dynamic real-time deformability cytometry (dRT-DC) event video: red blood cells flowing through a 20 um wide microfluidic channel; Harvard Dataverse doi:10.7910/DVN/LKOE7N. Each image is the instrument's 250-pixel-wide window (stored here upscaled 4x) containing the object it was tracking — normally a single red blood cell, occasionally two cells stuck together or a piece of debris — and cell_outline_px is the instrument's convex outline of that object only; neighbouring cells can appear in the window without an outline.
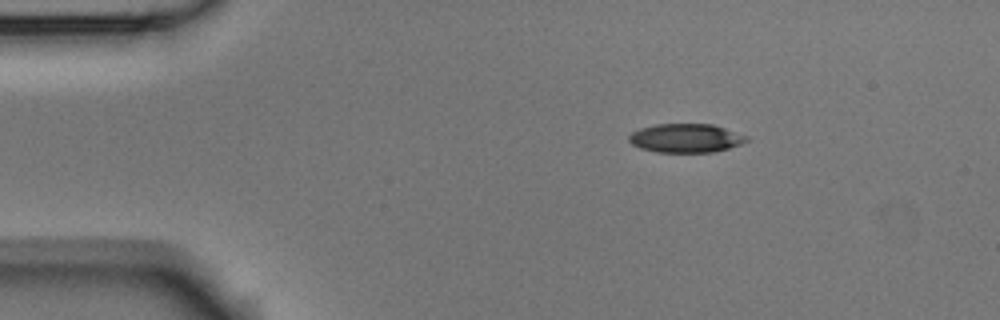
{"species": "Egyptian fruit bat (a non-hibernating species)", "species_latin": "Rousettus aegyptiacus", "temperature_condition": "room temperature", "stored_images_in_passage": 3, "camera_frame_rate_fps": 3000, "um_per_image_px": 0.085, "animal": {"sex": "male"}, "frame": {"image": 1, "passage_image": 1, "time_ms": 0.0, "image_size_px": [1000, 320], "cell_outline_px": [[748, 140], [740, 144], [728, 148], [712, 152], [656, 152], [640, 148], [632, 144], [628, 140], [628, 136], [632, 132], [640, 128], [656, 124], [712, 124], [748, 136]], "centroid_in_image_um": [58.26, 11.74], "position_along_channel_um": 26.7, "area_um2": 19.65}}
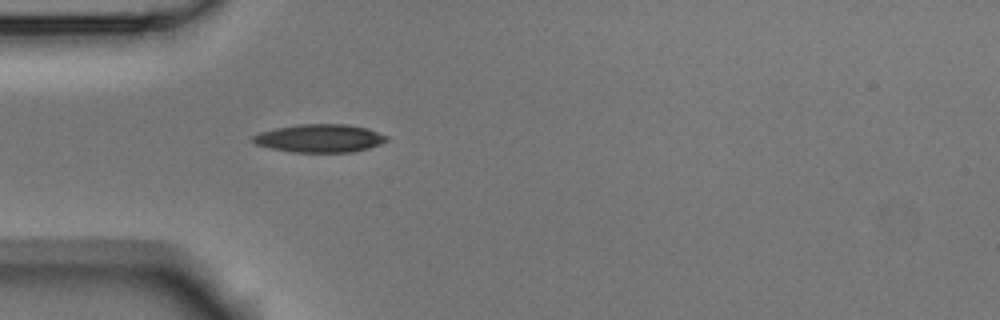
{"frame": {"image": 2, "passage_image": 3, "time_ms": 0.667, "image_size_px": [1000, 320], "cell_outline_px": [[388, 140], [380, 144], [368, 148], [352, 152], [292, 152], [272, 148], [256, 144], [252, 140], [252, 136], [260, 132], [276, 128], [300, 124], [348, 124], [368, 128], [388, 136]], "centroid_in_image_um": [27.2, 11.75], "position_along_channel_um": 57.8, "area_um2": 21.85}}